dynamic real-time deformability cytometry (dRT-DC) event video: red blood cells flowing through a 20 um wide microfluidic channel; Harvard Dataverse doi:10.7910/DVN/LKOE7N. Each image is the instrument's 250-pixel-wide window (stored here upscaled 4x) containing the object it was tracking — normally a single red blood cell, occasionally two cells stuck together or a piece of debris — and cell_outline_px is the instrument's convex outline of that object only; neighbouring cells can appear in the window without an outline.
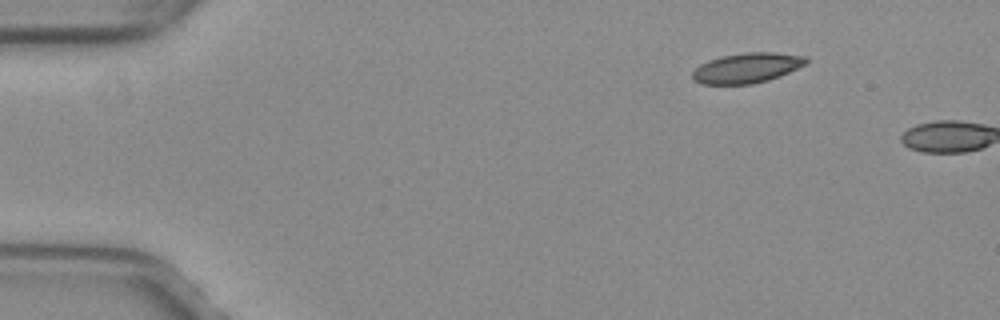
{"species": "common noctule bat (a hibernating species)", "species_latin": "Nyctalus noctula", "temperature_condition": "warm", "stored_images_in_passage": 2, "camera_frame_rate_fps": 3000, "um_per_image_px": 0.085, "animal": {"sex": "female", "body_mass_g": 29.2, "forearm_length_mm": 56.3}, "frame": {"image": 1, "passage_image": 1, "time_ms": 0.0, "image_size_px": [1000, 320], "cell_outline_px": [[808, 64], [780, 76], [768, 80], [752, 84], [700, 84], [692, 80], [692, 72], [700, 64], [708, 60], [720, 56], [744, 52], [776, 52], [808, 56]], "centroid_in_image_um": [63.51, 5.76], "position_along_channel_um": 21.5, "area_um2": 20.29}}